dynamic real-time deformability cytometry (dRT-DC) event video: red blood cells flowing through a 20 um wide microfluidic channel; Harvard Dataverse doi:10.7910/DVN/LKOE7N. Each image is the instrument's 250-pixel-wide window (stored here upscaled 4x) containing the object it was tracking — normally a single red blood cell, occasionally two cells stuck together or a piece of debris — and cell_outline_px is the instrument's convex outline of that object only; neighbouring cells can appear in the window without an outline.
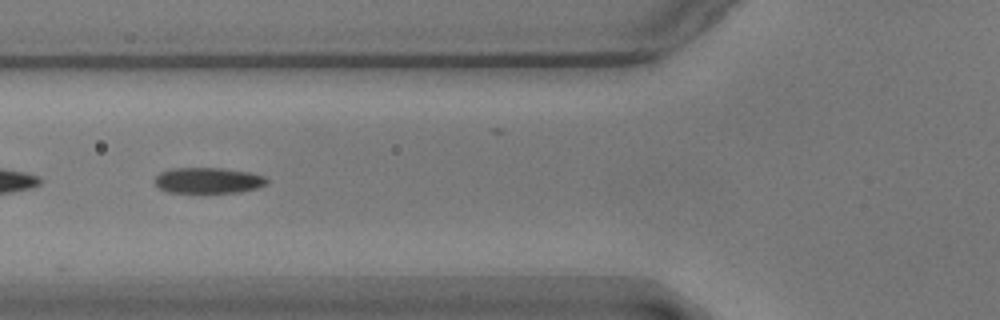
{"species": "common noctule bat (a hibernating species)", "species_latin": "Nyctalus noctula", "temperature_condition": "warm", "stored_images_in_passage": 44, "camera_frame_rate_fps": 3000, "um_per_image_px": 0.085, "animal": {"sex": "male", "body_mass_g": 17.9}, "frame": {"image": 1, "passage_image": 8, "time_ms": 2.333, "image_size_px": [1000, 320], "cell_outline_px": [[268, 180], [264, 184], [256, 188], [236, 192], [168, 192], [160, 188], [156, 184], [156, 176], [160, 172], [172, 168], [220, 168], [248, 172], [264, 176]], "centroid_in_image_um": [17.67, 15.33], "position_along_channel_um": 108.1, "area_um2": 16.47}}
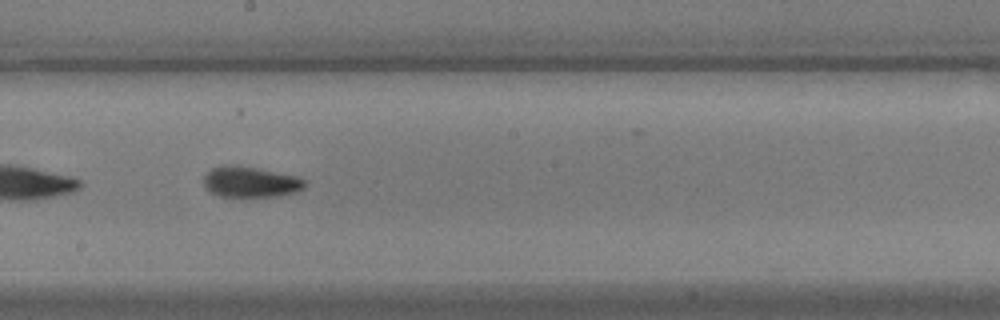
{"frame": {"image": 2, "passage_image": 18, "time_ms": 5.667, "image_size_px": [1000, 320], "cell_outline_px": [[304, 188], [296, 192], [280, 196], [216, 196], [204, 188], [204, 176], [212, 168], [224, 164], [228, 164], [256, 168], [296, 176], [304, 180]], "centroid_in_image_um": [21.24, 15.47], "position_along_channel_um": 227.0, "area_um2": 18.03}}
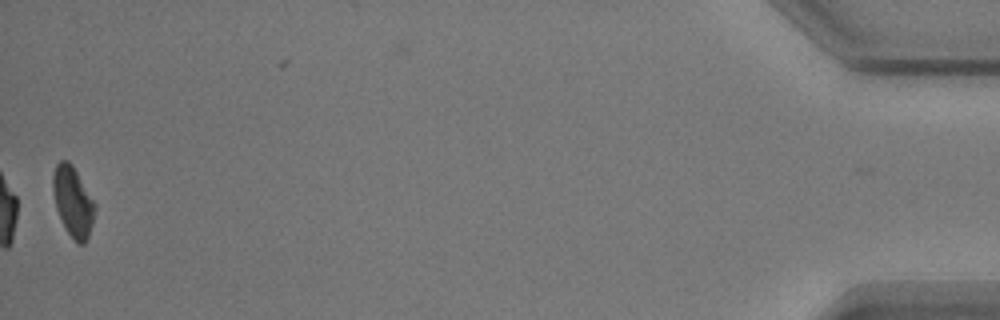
{"frame": {"image": 3, "passage_image": 43, "time_ms": 14.0, "image_size_px": [1000, 320], "cell_outline_px": [[96, 208], [92, 224], [88, 236], [84, 244], [76, 244], [64, 228], [56, 208], [52, 192], [52, 176], [56, 164], [60, 160], [68, 160], [72, 164], [96, 204]], "centroid_in_image_um": [6.19, 17.14], "position_along_channel_um": 429.0, "area_um2": 17.34}, "authors_computed_cell_mechanics": {"area_um2": 17.629, "velocity_mm_per_s": 3.562, "shape_relaxation_time_tau1_ms": 2.7473, "shape_relaxation_time_tau2_ms": 2.6444, "deformation_change_tau1": 0.1136, "deformation_change_tau2": 0.0733}}